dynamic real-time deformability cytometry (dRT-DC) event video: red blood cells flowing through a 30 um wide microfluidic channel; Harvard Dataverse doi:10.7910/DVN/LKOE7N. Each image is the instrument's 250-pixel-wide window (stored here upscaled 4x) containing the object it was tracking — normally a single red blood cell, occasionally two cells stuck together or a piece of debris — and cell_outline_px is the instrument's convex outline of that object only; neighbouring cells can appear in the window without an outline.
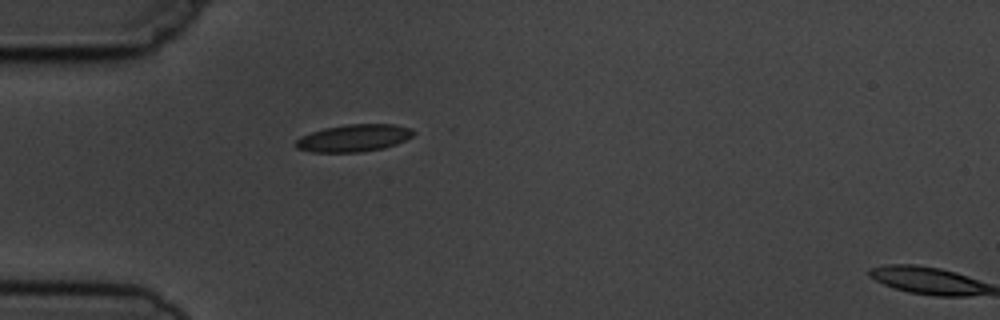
{"species": "common noctule bat (a hibernating species)", "species_latin": "Nyctalus noctula", "temperature_condition": "cold", "stored_images_in_passage": 1, "camera_frame_rate_fps": 3000, "um_per_image_px": 0.085, "animal": {"sex": "male", "body_mass_g": 19.5, "forearm_length_mm": 54.6}, "frame": {"image": 1, "passage_image": 1, "time_ms": 0.0, "image_size_px": [1000, 320], "cell_outline_px": [[416, 132], [412, 136], [396, 144], [384, 148], [360, 152], [312, 152], [296, 148], [296, 140], [300, 136], [324, 128], [348, 124], [392, 124], [412, 128]], "centroid_in_image_um": [30.08, 11.73], "position_along_channel_um": 54.9, "area_um2": 18.67}}